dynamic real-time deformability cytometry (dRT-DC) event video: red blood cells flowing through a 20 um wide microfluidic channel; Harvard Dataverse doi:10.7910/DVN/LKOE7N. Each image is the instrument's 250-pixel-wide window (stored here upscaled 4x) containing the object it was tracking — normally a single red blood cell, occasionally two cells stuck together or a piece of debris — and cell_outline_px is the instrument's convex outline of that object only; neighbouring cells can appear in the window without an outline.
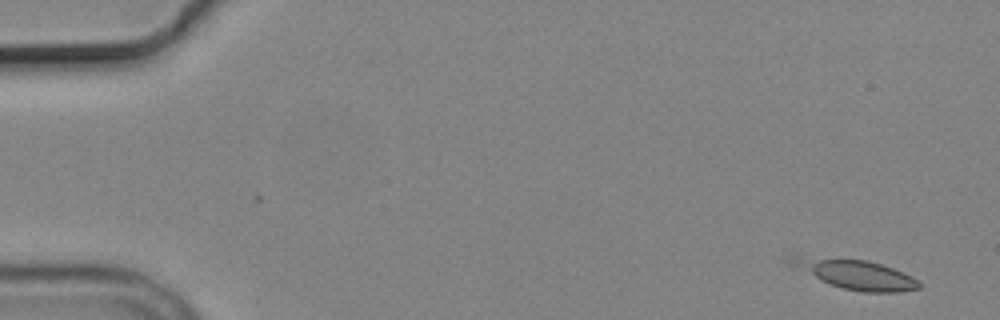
{"species": "common noctule bat (a hibernating species)", "species_latin": "Nyctalus noctula", "temperature_condition": "cold", "stored_images_in_passage": 6, "camera_frame_rate_fps": 3000, "um_per_image_px": 0.085, "animal": {"sex": "male", "body_mass_g": 19.2, "forearm_length_mm": 51.8}, "frame": {"image": 1, "passage_image": 2, "time_ms": 1.333, "image_size_px": [1000, 320], "cell_outline_px": [[920, 288], [900, 292], [864, 292], [840, 288], [820, 280], [784, 260], [784, 256], [800, 256], [864, 260], [880, 264], [892, 268], [912, 276], [920, 284]], "centroid_in_image_um": [72.7, 23.31], "position_along_channel_um": 12.3, "area_um2": 21.68}}
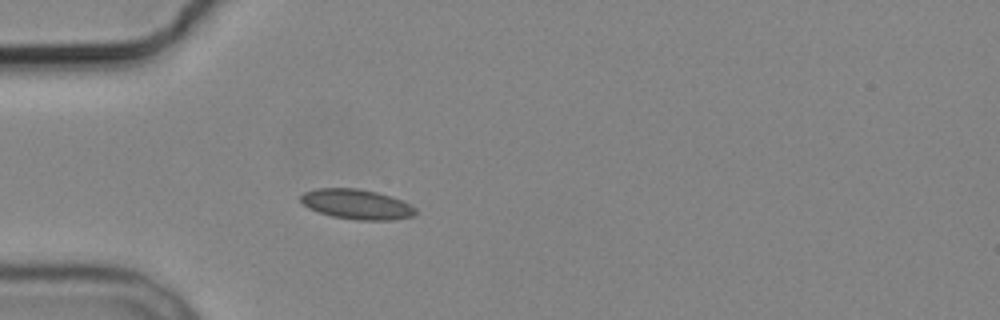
{"frame": {"image": 2, "passage_image": 6, "time_ms": 6.0, "image_size_px": [1000, 320], "cell_outline_px": [[416, 216], [392, 220], [356, 220], [332, 216], [308, 208], [300, 200], [300, 196], [304, 192], [316, 188], [356, 188], [376, 192], [400, 200], [416, 208]], "centroid_in_image_um": [30.31, 17.37], "position_along_channel_um": 54.7, "area_um2": 19.94}}